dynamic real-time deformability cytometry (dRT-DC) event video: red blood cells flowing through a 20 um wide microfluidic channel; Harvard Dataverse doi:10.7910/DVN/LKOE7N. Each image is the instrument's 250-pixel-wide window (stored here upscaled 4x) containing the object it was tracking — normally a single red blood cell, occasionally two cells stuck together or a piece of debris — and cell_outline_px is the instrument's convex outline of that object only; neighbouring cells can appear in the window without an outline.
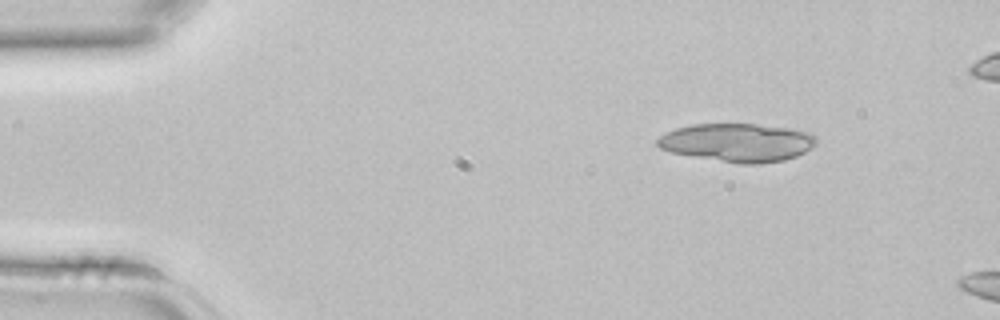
{"species": "common noctule bat (a hibernating species)", "species_latin": "Nyctalus noctula", "temperature_condition": "room temperature", "stored_images_in_passage": 3, "camera_frame_rate_fps": 3000, "um_per_image_px": 0.085, "animal": {"sex": "female", "body_mass_g": 22.7, "forearm_length_mm": 54.2}, "frame": {"image": 1, "passage_image": 1, "time_ms": 0.0, "image_size_px": [1000, 320], "cell_outline_px": [[816, 144], [812, 148], [796, 156], [784, 160], [760, 164], [740, 164], [692, 156], [672, 152], [660, 148], [656, 144], [656, 140], [660, 136], [676, 128], [692, 124], [756, 124], [792, 128], [812, 132], [816, 136]], "centroid_in_image_um": [62.73, 12.11], "position_along_channel_um": 22.3, "area_um2": 35.66}}